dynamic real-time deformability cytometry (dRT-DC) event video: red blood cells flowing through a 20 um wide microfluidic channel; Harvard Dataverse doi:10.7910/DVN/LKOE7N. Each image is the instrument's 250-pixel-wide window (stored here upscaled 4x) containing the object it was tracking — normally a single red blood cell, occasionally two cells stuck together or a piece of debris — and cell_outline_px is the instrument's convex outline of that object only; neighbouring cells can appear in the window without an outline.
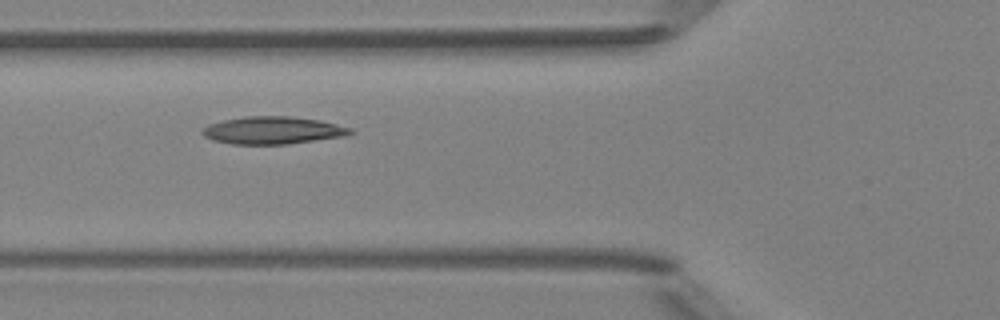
{"species": "Egyptian fruit bat (a non-hibernating species)", "species_latin": "Rousettus aegyptiacus", "temperature_condition": "room temperature", "stored_images_in_passage": 9, "camera_frame_rate_fps": 3000, "um_per_image_px": 0.085, "animal": {"sex": "female"}, "frame": {"image": 1, "passage_image": 6, "time_ms": 5.667, "image_size_px": [1000, 320], "cell_outline_px": [[352, 132], [348, 136], [288, 144], [232, 144], [212, 140], [204, 136], [200, 132], [208, 124], [224, 120], [244, 116], [288, 116], [320, 120], [352, 128]], "centroid_in_image_um": [23.19, 11.08], "position_along_channel_um": 102.6, "area_um2": 23.81}}
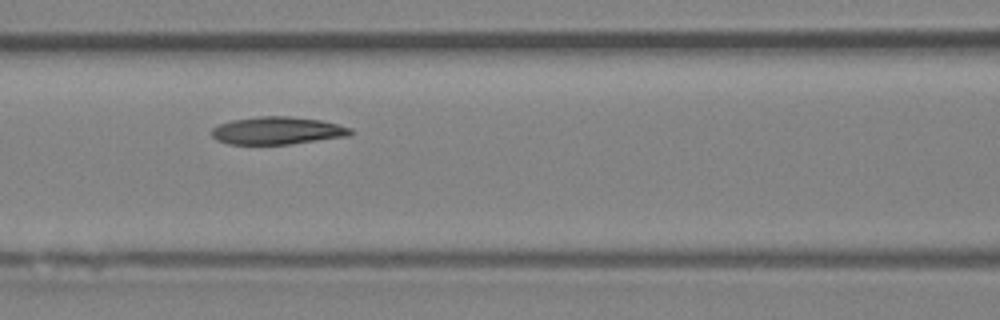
{"frame": {"image": 2, "passage_image": 7, "time_ms": 6.667, "image_size_px": [1000, 320], "cell_outline_px": [[356, 132], [348, 136], [292, 144], [228, 144], [216, 140], [212, 136], [212, 128], [220, 124], [232, 120], [260, 116], [288, 116], [320, 120], [352, 128]], "centroid_in_image_um": [23.59, 11.11], "position_along_channel_um": 143.0, "area_um2": 22.37}}
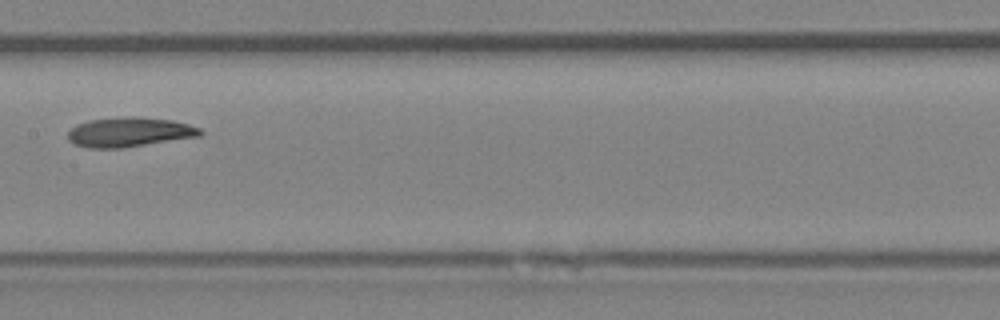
{"frame": {"image": 3, "passage_image": 8, "time_ms": 8.0, "image_size_px": [1000, 320], "cell_outline_px": [[204, 132], [200, 136], [120, 148], [88, 148], [76, 144], [68, 140], [68, 132], [76, 124], [88, 120], [132, 116], [136, 116], [172, 120], [188, 124], [200, 128]], "centroid_in_image_um": [11.0, 11.22], "position_along_channel_um": 196.4, "area_um2": 22.72}}